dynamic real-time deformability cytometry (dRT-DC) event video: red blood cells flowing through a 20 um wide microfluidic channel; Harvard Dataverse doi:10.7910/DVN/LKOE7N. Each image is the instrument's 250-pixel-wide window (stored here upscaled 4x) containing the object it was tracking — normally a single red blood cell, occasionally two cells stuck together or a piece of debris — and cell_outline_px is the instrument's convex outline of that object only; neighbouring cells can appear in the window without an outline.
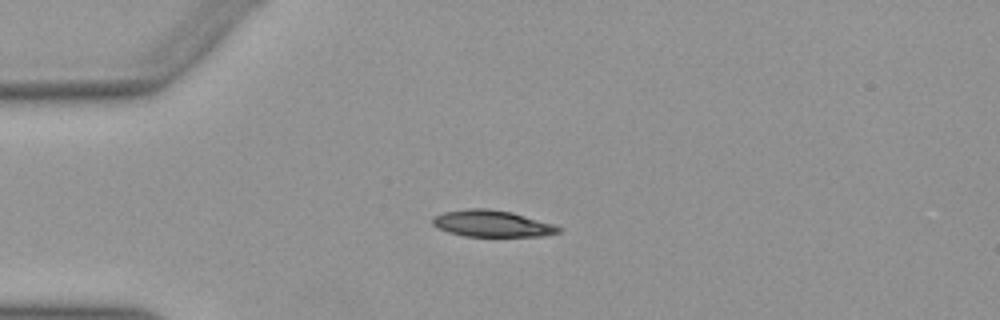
{"species": "Egyptian fruit bat (a non-hibernating species)", "species_latin": "Rousettus aegyptiacus", "temperature_condition": "warm", "stored_images_in_passage": 40, "camera_frame_rate_fps": 3000, "um_per_image_px": 0.085, "animal": {"sex": "female"}, "frame": {"image": 1, "passage_image": 1, "time_ms": 0.0, "image_size_px": [1000, 320], "cell_outline_px": [[560, 232], [544, 236], [464, 236], [448, 232], [436, 228], [432, 224], [432, 216], [444, 212], [468, 208], [488, 208], [512, 212], [556, 224], [560, 228]], "centroid_in_image_um": [41.81, 19.0], "position_along_channel_um": 43.2, "area_um2": 19.71}}
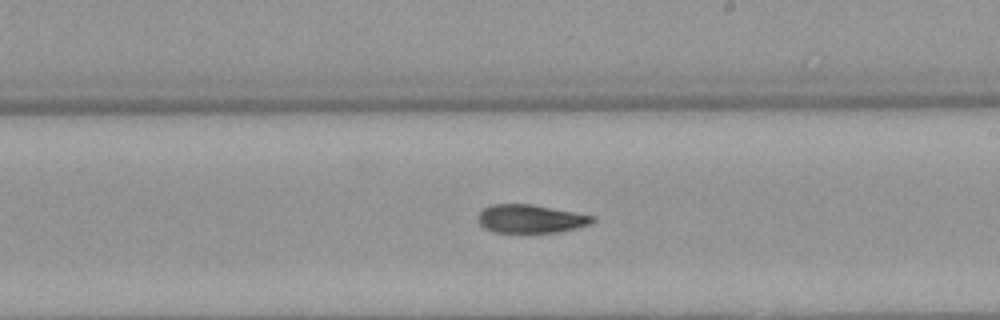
{"frame": {"image": 2, "passage_image": 18, "time_ms": 5.667, "image_size_px": [1000, 320], "cell_outline_px": [[596, 220], [592, 224], [560, 232], [492, 232], [484, 228], [476, 220], [476, 216], [484, 208], [492, 204], [532, 204], [596, 216]], "centroid_in_image_um": [45.11, 18.6], "position_along_channel_um": 243.9, "area_um2": 19.13}}
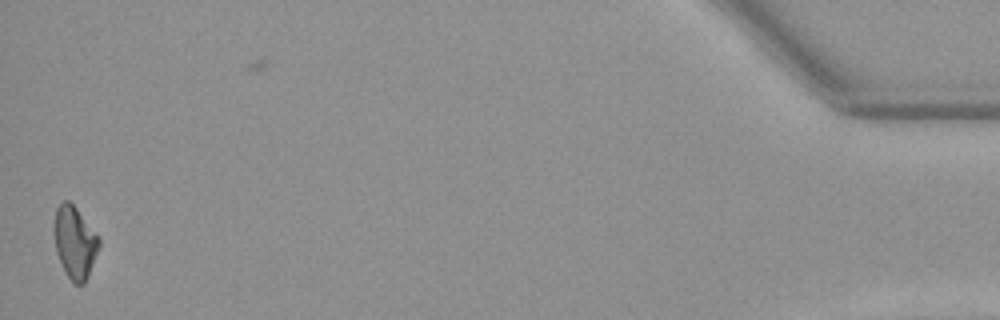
{"frame": {"image": 3, "passage_image": 39, "time_ms": 12.667, "image_size_px": [1000, 320], "cell_outline_px": [[100, 244], [88, 276], [84, 284], [72, 284], [56, 252], [52, 232], [52, 228], [56, 208], [64, 200], [68, 200], [76, 208], [100, 236]], "centroid_in_image_um": [6.34, 20.58], "position_along_channel_um": 428.9, "area_um2": 19.07}, "authors_computed_cell_mechanics": {"area_um2": 19.6231, "velocity_mm_per_s": 3.9696, "shape_relaxation_time_tau1_ms": null, "shape_relaxation_time_tau2_ms": 10.5549, "deformation_change_tau1": null, "deformation_change_tau2": 0.2009}}